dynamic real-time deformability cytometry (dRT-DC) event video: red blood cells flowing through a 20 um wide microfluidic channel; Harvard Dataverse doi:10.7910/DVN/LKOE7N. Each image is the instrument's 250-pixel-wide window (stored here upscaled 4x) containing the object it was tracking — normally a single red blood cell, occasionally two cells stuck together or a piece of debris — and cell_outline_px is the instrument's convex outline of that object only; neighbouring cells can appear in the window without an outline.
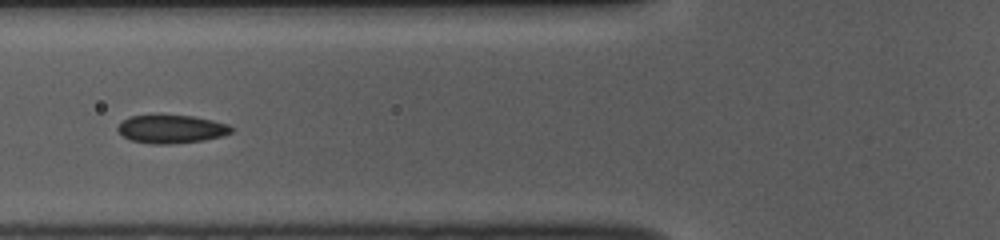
{"species": "common noctule bat (a hibernating species)", "species_latin": "Nyctalus noctula", "temperature_condition": "room temperature", "stored_images_in_passage": 12, "camera_frame_rate_fps": 3000, "um_per_image_px": 0.085, "animal": {"sex": "female", "body_mass_g": 10.0, "forearm_length_mm": 53.1}, "frame": {"image": 1, "passage_image": 6, "time_ms": 1.667, "image_size_px": [1000, 240], "cell_outline_px": [[232, 132], [220, 136], [204, 140], [168, 144], [152, 144], [132, 140], [124, 136], [116, 128], [124, 120], [132, 116], [192, 116], [212, 120], [228, 124], [232, 128]], "centroid_in_image_um": [14.58, 10.98], "position_along_channel_um": 111.2, "area_um2": 18.21}}